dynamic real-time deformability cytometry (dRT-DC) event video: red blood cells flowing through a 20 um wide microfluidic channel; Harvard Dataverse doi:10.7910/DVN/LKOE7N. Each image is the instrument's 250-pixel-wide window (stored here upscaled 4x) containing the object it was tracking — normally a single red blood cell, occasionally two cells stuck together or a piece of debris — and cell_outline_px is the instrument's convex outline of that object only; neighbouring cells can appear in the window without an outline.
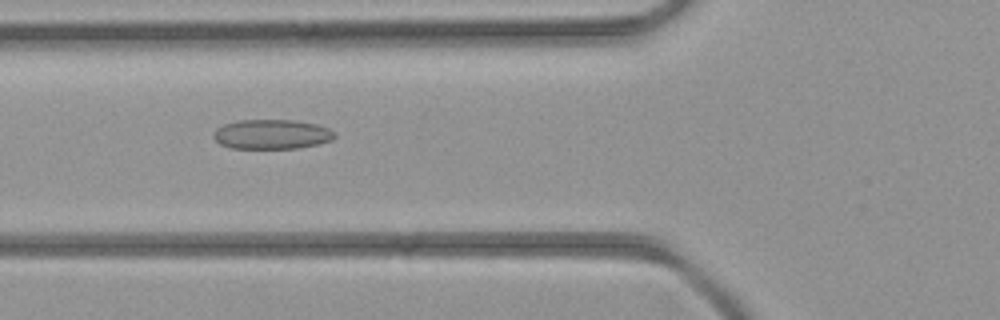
{"species": "common noctule bat (a hibernating species)", "species_latin": "Nyctalus noctula", "temperature_condition": "room temperature", "stored_images_in_passage": 31, "camera_frame_rate_fps": 3000, "um_per_image_px": 0.085, "animal": {"sex": "female", "body_mass_g": 21.9}, "frame": {"image": 1, "passage_image": 3, "time_ms": 0.667, "image_size_px": [1000, 320], "cell_outline_px": [[336, 136], [332, 140], [320, 144], [296, 148], [232, 148], [220, 144], [212, 136], [212, 132], [216, 128], [224, 124], [240, 120], [292, 120], [316, 124], [328, 128], [336, 132]], "centroid_in_image_um": [23.1, 11.41], "position_along_channel_um": 102.7, "area_um2": 20.98}}
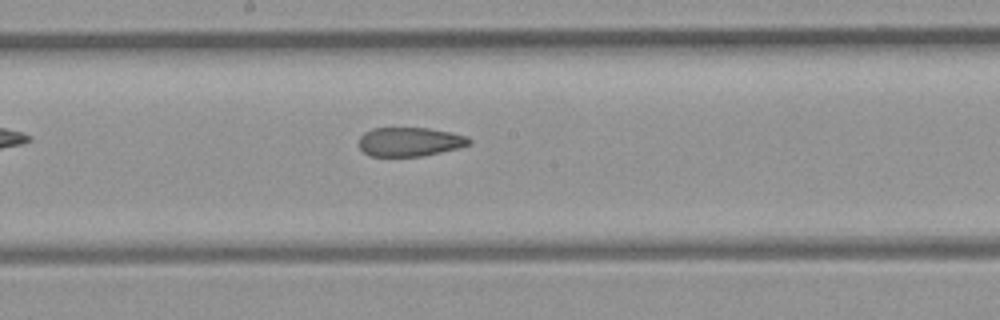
{"frame": {"image": 2, "passage_image": 10, "time_ms": 3.0, "image_size_px": [1000, 320], "cell_outline_px": [[472, 140], [468, 144], [456, 148], [424, 156], [368, 156], [360, 148], [360, 136], [364, 132], [372, 128], [428, 128], [468, 136]], "centroid_in_image_um": [34.8, 12.05], "position_along_channel_um": 213.4, "area_um2": 18.5}}
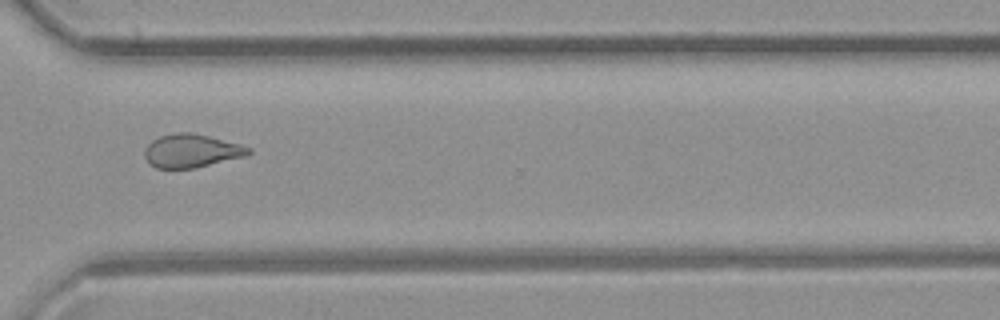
{"frame": {"image": 3, "passage_image": 19, "time_ms": 6.0, "image_size_px": [1000, 320], "cell_outline_px": [[252, 152], [244, 156], [196, 168], [156, 168], [148, 164], [144, 156], [144, 152], [148, 144], [152, 140], [160, 136], [176, 132], [188, 132], [208, 136], [240, 144], [252, 148]], "centroid_in_image_um": [16.25, 12.82], "position_along_channel_um": 354.4, "area_um2": 20.17}}